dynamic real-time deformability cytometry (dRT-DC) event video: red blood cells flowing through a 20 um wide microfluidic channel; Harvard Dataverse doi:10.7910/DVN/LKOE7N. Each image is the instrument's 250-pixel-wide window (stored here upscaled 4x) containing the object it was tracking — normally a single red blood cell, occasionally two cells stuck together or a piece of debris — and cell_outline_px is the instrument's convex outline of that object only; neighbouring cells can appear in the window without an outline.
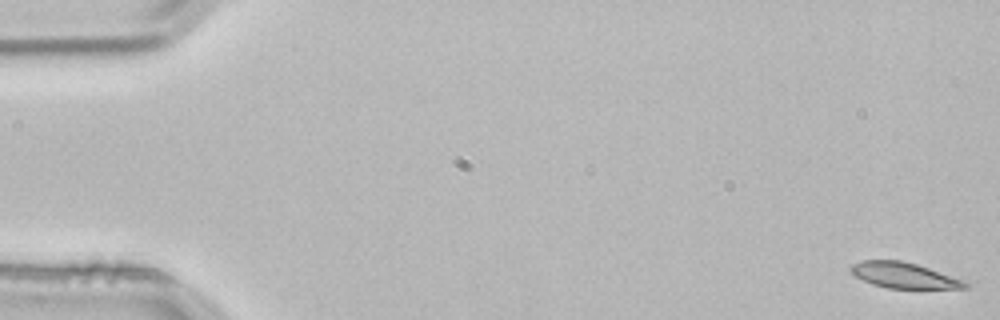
{"species": "common noctule bat (a hibernating species)", "species_latin": "Nyctalus noctula", "temperature_condition": "room temperature", "stored_images_in_passage": 6, "camera_frame_rate_fps": 3000, "um_per_image_px": 0.085, "animal": {"sex": "male", "body_mass_g": 21.5, "forearm_length_mm": 52.0}, "frame": {"image": 1, "passage_image": 1, "time_ms": 0.0, "image_size_px": [1000, 320], "cell_outline_px": [[968, 288], [888, 288], [872, 284], [856, 276], [848, 268], [852, 264], [860, 260], [900, 260], [916, 264], [964, 280], [968, 284]], "centroid_in_image_um": [76.8, 23.39], "position_along_channel_um": 8.2, "area_um2": 16.88}}